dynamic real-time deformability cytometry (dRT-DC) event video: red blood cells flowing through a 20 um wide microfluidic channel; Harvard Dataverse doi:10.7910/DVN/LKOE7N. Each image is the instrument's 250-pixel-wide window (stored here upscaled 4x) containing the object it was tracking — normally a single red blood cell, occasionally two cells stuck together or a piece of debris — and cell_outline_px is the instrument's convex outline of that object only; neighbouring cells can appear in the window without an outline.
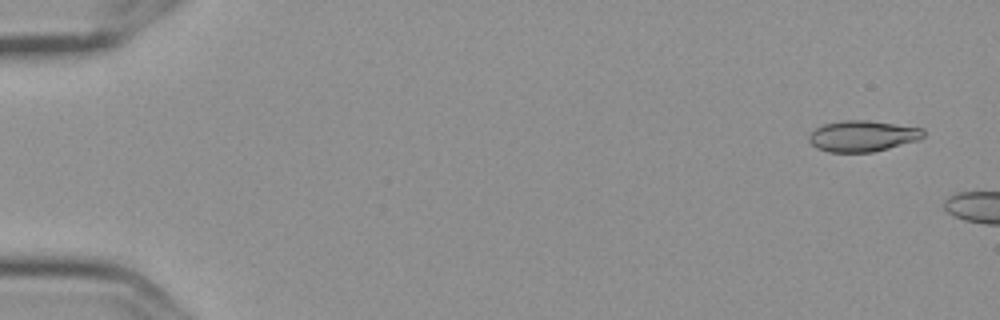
{"species": "Egyptian fruit bat (a non-hibernating species)", "species_latin": "Rousettus aegyptiacus", "temperature_condition": "cold", "stored_images_in_passage": 3, "camera_frame_rate_fps": 3000, "um_per_image_px": 0.085, "frame": {"image": 1, "passage_image": 1, "time_ms": 0.0, "image_size_px": [1000, 320], "cell_outline_px": [[924, 136], [920, 140], [872, 152], [828, 152], [816, 148], [808, 140], [808, 136], [816, 128], [824, 124], [844, 120], [864, 120], [924, 128]], "centroid_in_image_um": [73.32, 11.57], "position_along_channel_um": 11.7, "area_um2": 20.63}}